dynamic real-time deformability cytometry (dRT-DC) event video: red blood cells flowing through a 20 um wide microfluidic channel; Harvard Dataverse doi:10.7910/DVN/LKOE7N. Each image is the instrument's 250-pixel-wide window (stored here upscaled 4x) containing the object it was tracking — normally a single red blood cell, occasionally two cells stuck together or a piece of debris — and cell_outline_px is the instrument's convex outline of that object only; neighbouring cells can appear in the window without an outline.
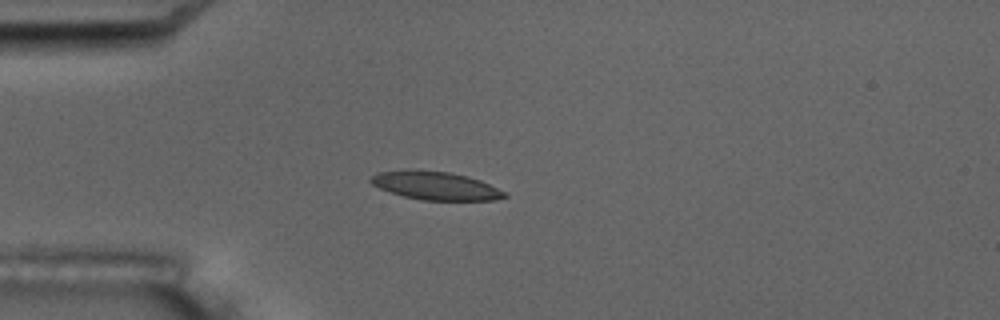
{"species": "common noctule bat (a hibernating species)", "species_latin": "Nyctalus noctula", "temperature_condition": "room temperature", "stored_images_in_passage": 13, "camera_frame_rate_fps": 3000, "um_per_image_px": 0.085, "animal": {"sex": "male", "body_mass_g": 17.5, "forearm_length_mm": 52.3}, "frame": {"image": 1, "passage_image": 4, "time_ms": 4.667, "image_size_px": [1000, 320], "cell_outline_px": [[508, 196], [496, 200], [420, 200], [404, 196], [380, 188], [372, 184], [368, 180], [376, 172], [408, 168], [448, 172], [468, 176], [480, 180], [504, 192]], "centroid_in_image_um": [36.96, 15.76], "position_along_channel_um": 48.0, "area_um2": 22.14}}
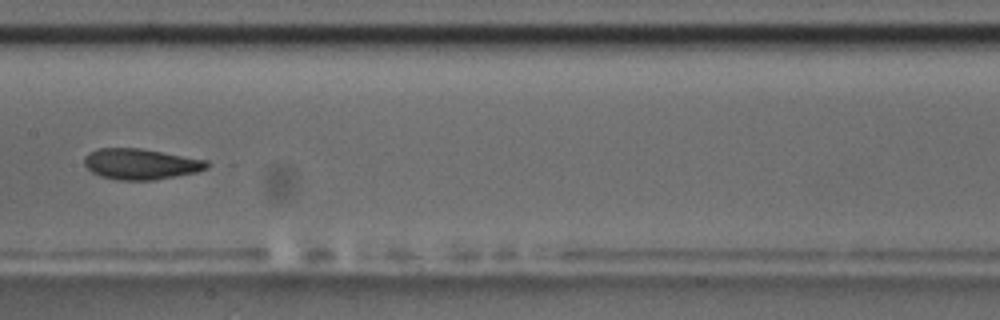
{"frame": {"image": 2, "passage_image": 8, "time_ms": 9.333, "image_size_px": [1000, 320], "cell_outline_px": [[216, 164], [208, 168], [196, 172], [176, 176], [152, 180], [116, 180], [100, 176], [92, 172], [84, 164], [84, 156], [88, 152], [96, 148], [140, 148], [208, 160]], "centroid_in_image_um": [12.0, 13.94], "position_along_channel_um": 195.4, "area_um2": 22.31}, "authors_computed_cell_mechanics": {"area_um2": 21.675, "velocity_mm_per_s": 3.4874, "shape_relaxation_time_tau1_ms": 4.254, "shape_relaxation_time_tau2_ms": 1.4236, "deformation_change_tau1": 0.1063, "deformation_change_tau2": 0.0425}}